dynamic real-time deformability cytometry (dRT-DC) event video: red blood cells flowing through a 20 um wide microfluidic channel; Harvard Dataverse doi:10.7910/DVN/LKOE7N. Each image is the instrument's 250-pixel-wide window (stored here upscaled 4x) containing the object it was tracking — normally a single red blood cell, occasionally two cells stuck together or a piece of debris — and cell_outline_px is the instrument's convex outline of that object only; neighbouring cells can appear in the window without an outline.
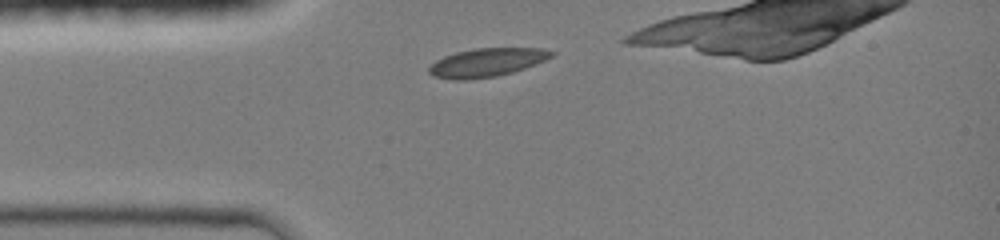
{"species": "common noctule bat (a hibernating species)", "species_latin": "Nyctalus noctula", "temperature_condition": "room temperature", "stored_images_in_passage": 1, "camera_frame_rate_fps": 3000, "um_per_image_px": 0.085, "animal": {"sex": "female", "body_mass_g": 19.0, "forearm_length_mm": 51.5}, "frame": {"image": 1, "passage_image": 1, "time_ms": 0.0, "image_size_px": [1000, 240], "cell_outline_px": [[556, 52], [552, 56], [544, 60], [524, 68], [512, 72], [496, 76], [468, 80], [452, 80], [432, 76], [428, 72], [428, 68], [436, 60], [444, 56], [456, 52], [476, 48], [544, 48]], "centroid_in_image_um": [41.34, 5.31], "position_along_channel_um": 43.7, "area_um2": 20.35}}